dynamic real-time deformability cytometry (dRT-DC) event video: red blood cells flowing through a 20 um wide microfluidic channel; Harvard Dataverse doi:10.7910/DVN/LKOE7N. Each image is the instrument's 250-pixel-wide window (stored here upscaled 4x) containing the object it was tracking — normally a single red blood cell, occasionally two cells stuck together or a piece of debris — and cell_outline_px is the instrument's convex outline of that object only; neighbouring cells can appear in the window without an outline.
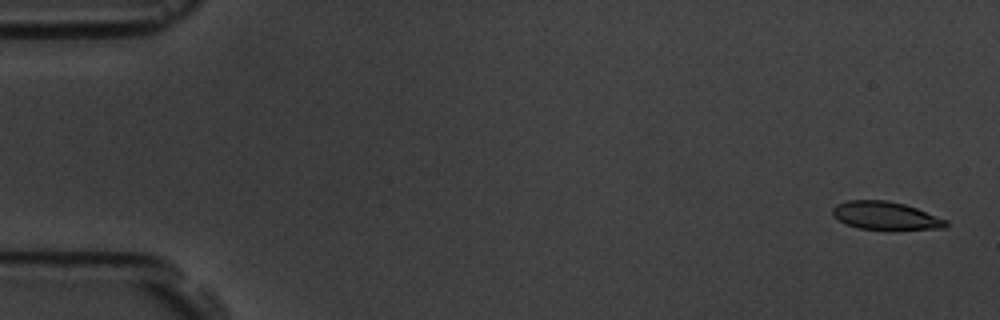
{"species": "common noctule bat (a hibernating species)", "species_latin": "Nyctalus noctula", "temperature_condition": "room temperature", "stored_images_in_passage": 8, "camera_frame_rate_fps": 3000, "um_per_image_px": 0.085, "animal": {"sex": "male", "body_mass_g": 19.5, "forearm_length_mm": 54.6}, "frame": {"image": 1, "passage_image": 1, "time_ms": 0.0, "image_size_px": [1000, 320], "cell_outline_px": [[948, 224], [944, 228], [856, 228], [844, 224], [836, 220], [832, 216], [832, 208], [836, 204], [848, 200], [884, 200], [904, 204], [916, 208], [948, 220]], "centroid_in_image_um": [75.18, 18.31], "position_along_channel_um": 9.8, "area_um2": 18.21}}
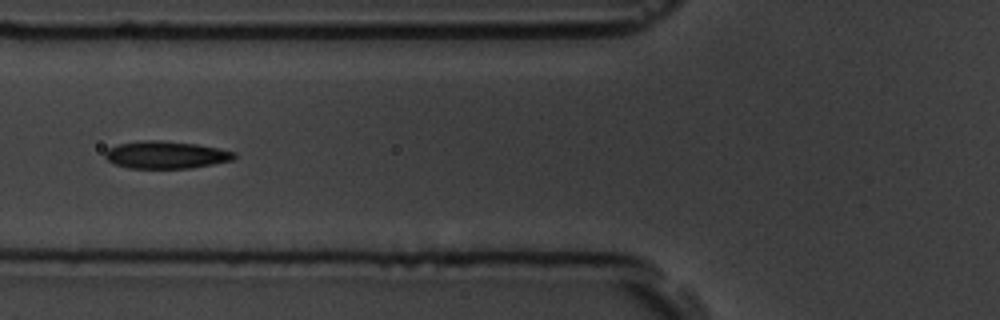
{"frame": {"image": 2, "passage_image": 6, "time_ms": 6.667, "image_size_px": [1000, 320], "cell_outline_px": [[236, 156], [232, 160], [192, 168], [128, 168], [116, 164], [108, 160], [104, 156], [104, 152], [108, 148], [120, 144], [144, 140], [160, 140], [196, 144], [236, 152]], "centroid_in_image_um": [14.09, 13.16], "position_along_channel_um": 111.7, "area_um2": 20.46}}
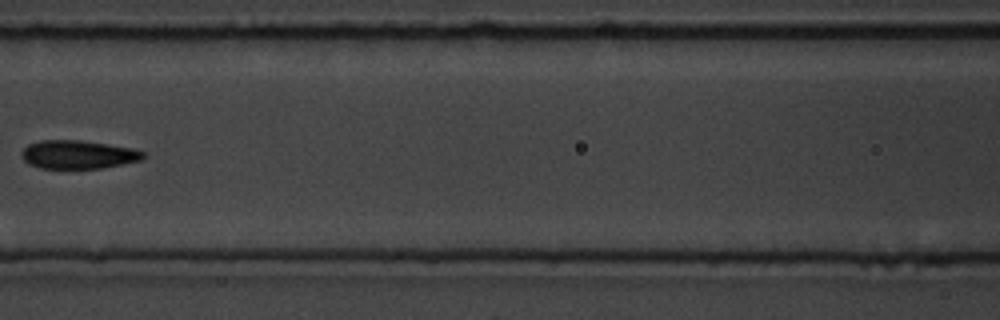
{"frame": {"image": 3, "passage_image": 7, "time_ms": 8.0, "image_size_px": [1000, 320], "cell_outline_px": [[144, 156], [140, 160], [100, 168], [40, 168], [28, 164], [20, 156], [20, 152], [28, 144], [40, 140], [80, 140], [108, 144], [132, 148], [144, 152]], "centroid_in_image_um": [6.57, 13.13], "position_along_channel_um": 160.0, "area_um2": 20.06}}